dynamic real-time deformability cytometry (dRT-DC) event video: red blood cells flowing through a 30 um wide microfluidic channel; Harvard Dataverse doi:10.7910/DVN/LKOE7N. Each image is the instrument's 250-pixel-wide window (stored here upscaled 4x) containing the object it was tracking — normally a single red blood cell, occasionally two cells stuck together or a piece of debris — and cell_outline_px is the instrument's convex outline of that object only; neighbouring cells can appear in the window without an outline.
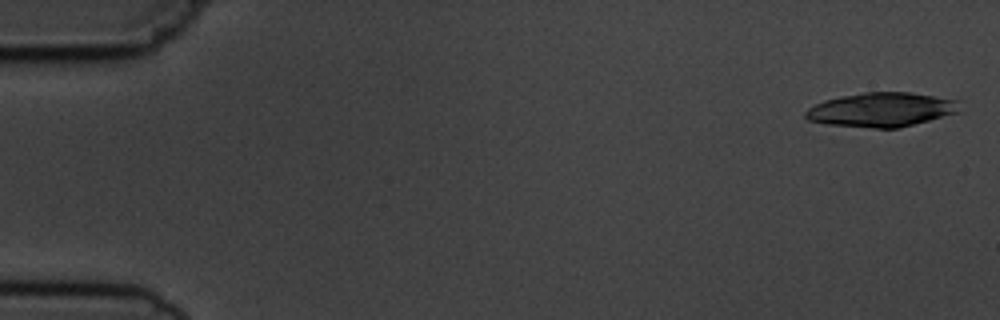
{"species": "common noctule bat (a hibernating species)", "species_latin": "Nyctalus noctula", "temperature_condition": "cold", "stored_images_in_passage": 5, "camera_frame_rate_fps": 3000, "um_per_image_px": 0.085, "animal": {"sex": "male", "body_mass_g": 19.5, "forearm_length_mm": 54.6}, "frame": {"image": 1, "passage_image": 1, "time_ms": 0.0, "image_size_px": [1000, 320], "cell_outline_px": [[960, 112], [896, 128], [872, 128], [828, 124], [808, 120], [804, 116], [804, 112], [808, 108], [824, 100], [840, 96], [864, 92], [912, 92], [960, 100]], "centroid_in_image_um": [74.93, 9.31], "position_along_channel_um": 10.1, "area_um2": 30.75}}